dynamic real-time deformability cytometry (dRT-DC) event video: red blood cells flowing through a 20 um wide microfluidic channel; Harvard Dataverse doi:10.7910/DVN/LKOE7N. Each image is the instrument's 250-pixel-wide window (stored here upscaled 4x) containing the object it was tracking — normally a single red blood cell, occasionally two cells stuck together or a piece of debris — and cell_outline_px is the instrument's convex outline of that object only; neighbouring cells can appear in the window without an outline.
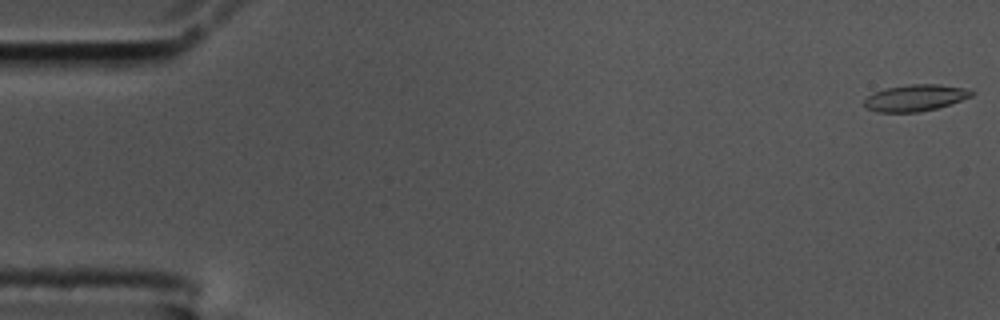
{"species": "common noctule bat (a hibernating species)", "species_latin": "Nyctalus noctula", "temperature_condition": "cold", "stored_images_in_passage": 58, "camera_frame_rate_fps": 3000, "um_per_image_px": 0.085, "animal": {"sex": "male", "body_mass_g": 17.5, "forearm_length_mm": 52.3}, "frame": {"image": 1, "passage_image": 1, "time_ms": 0.0, "image_size_px": [1000, 320], "cell_outline_px": [[976, 92], [972, 96], [936, 108], [916, 112], [876, 112], [868, 108], [864, 104], [864, 100], [872, 92], [884, 88], [908, 84], [936, 84], [964, 88]], "centroid_in_image_um": [77.76, 8.3], "position_along_channel_um": 7.2, "area_um2": 16.47}}
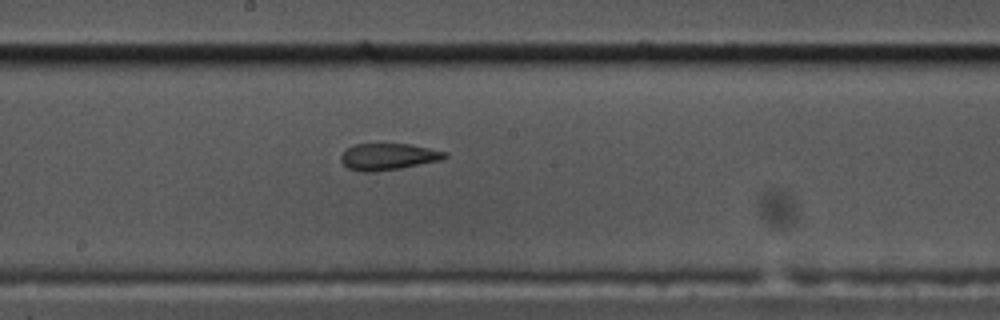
{"frame": {"image": 2, "passage_image": 31, "time_ms": 10.0, "image_size_px": [1000, 320], "cell_outline_px": [[448, 156], [440, 160], [400, 168], [376, 172], [360, 172], [348, 168], [340, 160], [340, 156], [348, 148], [356, 144], [408, 144], [448, 152]], "centroid_in_image_um": [32.98, 13.32], "position_along_channel_um": 215.2, "area_um2": 16.01}}
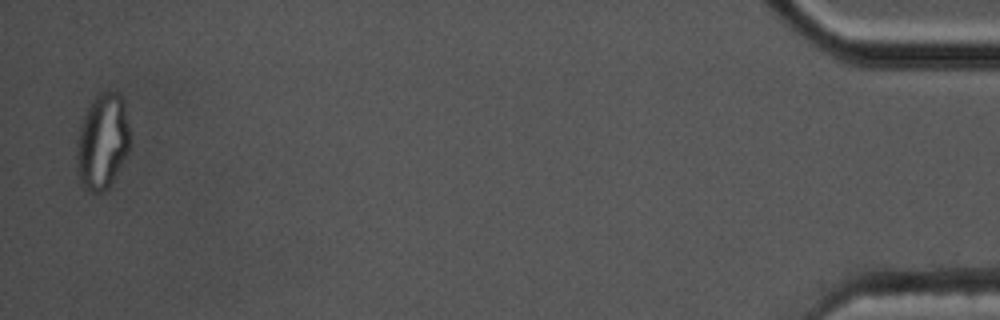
{"frame": {"image": 3, "passage_image": 57, "time_ms": 18.667, "image_size_px": [1000, 320], "cell_outline_px": [[128, 152], [108, 188], [100, 192], [88, 192], [84, 188], [80, 180], [76, 156], [80, 128], [84, 116], [92, 100], [100, 92], [116, 92], [124, 100], [128, 124]], "centroid_in_image_um": [8.7, 12.03], "position_along_channel_um": 426.5, "area_um2": 29.02}, "authors_computed_cell_mechanics": {"area_um2": 16.8487, "velocity_mm_per_s": 3.4799, "shape_relaxation_time_tau1_ms": null, "shape_relaxation_time_tau2_ms": 2.2706, "deformation_change_tau1": null, "deformation_change_tau2": 0.0786}}